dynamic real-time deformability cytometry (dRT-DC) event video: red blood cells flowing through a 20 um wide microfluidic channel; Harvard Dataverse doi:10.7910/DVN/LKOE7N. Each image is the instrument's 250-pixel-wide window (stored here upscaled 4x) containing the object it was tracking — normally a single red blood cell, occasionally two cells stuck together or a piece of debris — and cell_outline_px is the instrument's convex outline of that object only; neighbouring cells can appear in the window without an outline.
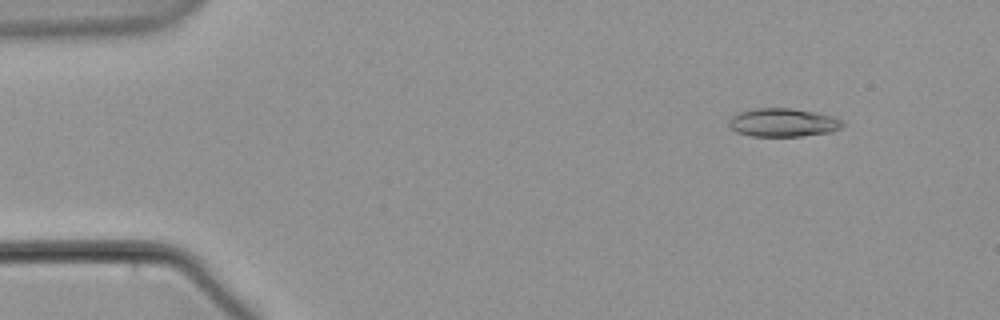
{"species": "common noctule bat (a hibernating species)", "species_latin": "Nyctalus noctula", "temperature_condition": "warm", "stored_images_in_passage": 58, "camera_frame_rate_fps": 3000, "um_per_image_px": 0.085, "animal": {"sex": "male", "body_mass_g": 21.5, "forearm_length_mm": 52.0}, "frame": {"image": 1, "passage_image": 7, "time_ms": 2.0, "image_size_px": [1000, 320], "cell_outline_px": [[844, 124], [840, 128], [832, 132], [800, 136], [752, 136], [736, 132], [728, 124], [728, 120], [732, 116], [740, 112], [756, 108], [792, 108], [816, 112], [832, 116], [844, 120]], "centroid_in_image_um": [66.58, 10.41], "position_along_channel_um": 18.4, "area_um2": 18.9}}
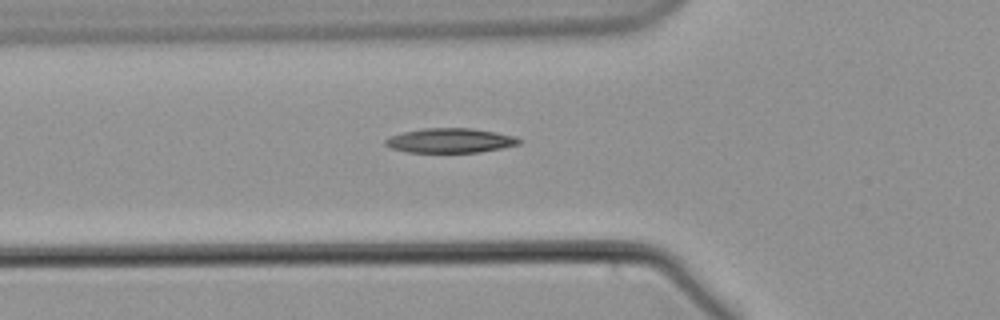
{"frame": {"image": 2, "passage_image": 21, "time_ms": 6.667, "image_size_px": [1000, 320], "cell_outline_px": [[520, 144], [480, 152], [408, 152], [392, 148], [384, 144], [384, 140], [388, 136], [404, 132], [424, 128], [472, 128], [496, 132], [516, 136], [520, 140]], "centroid_in_image_um": [38.25, 11.94], "position_along_channel_um": 87.5, "area_um2": 19.07}}
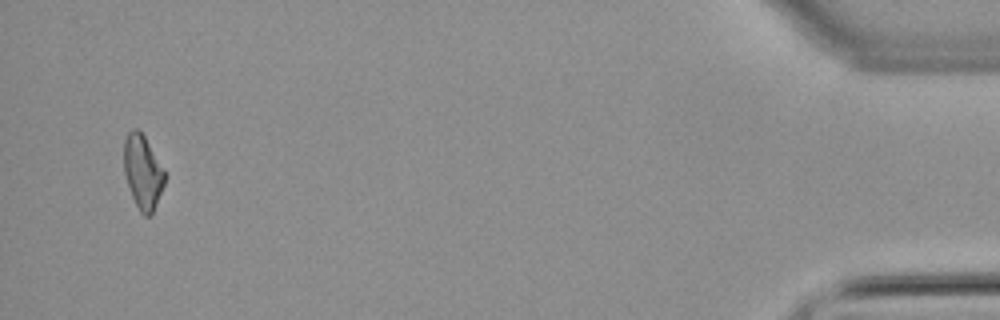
{"frame": {"image": 3, "passage_image": 56, "time_ms": 18.333, "image_size_px": [1000, 320], "cell_outline_px": [[164, 184], [156, 204], [152, 212], [148, 216], [144, 216], [140, 212], [132, 196], [124, 172], [124, 140], [128, 132], [132, 128], [136, 128], [144, 136], [164, 168]], "centroid_in_image_um": [12.12, 14.59], "position_along_channel_um": 423.1, "area_um2": 17.28}}